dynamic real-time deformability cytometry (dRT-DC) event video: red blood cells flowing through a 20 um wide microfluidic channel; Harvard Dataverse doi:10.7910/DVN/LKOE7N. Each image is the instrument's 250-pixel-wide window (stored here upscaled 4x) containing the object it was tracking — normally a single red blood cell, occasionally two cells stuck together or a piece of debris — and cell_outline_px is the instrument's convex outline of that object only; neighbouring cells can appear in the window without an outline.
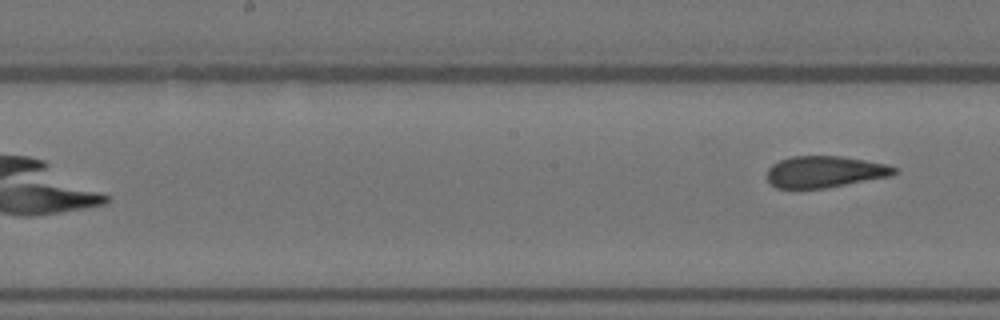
{"species": "Egyptian fruit bat (a non-hibernating species)", "species_latin": "Rousettus aegyptiacus", "temperature_condition": "warm", "stored_images_in_passage": 8, "camera_frame_rate_fps": 3000, "um_per_image_px": 0.085, "animal": {"sex": "female"}, "frame": {"image": 1, "passage_image": 8, "time_ms": 9.667, "image_size_px": [1000, 320], "cell_outline_px": [[900, 172], [892, 176], [824, 188], [776, 188], [768, 180], [768, 168], [772, 164], [780, 160], [792, 156], [840, 156], [888, 164], [896, 168]], "centroid_in_image_um": [70.14, 14.59], "position_along_channel_um": 178.1, "area_um2": 23.35}}